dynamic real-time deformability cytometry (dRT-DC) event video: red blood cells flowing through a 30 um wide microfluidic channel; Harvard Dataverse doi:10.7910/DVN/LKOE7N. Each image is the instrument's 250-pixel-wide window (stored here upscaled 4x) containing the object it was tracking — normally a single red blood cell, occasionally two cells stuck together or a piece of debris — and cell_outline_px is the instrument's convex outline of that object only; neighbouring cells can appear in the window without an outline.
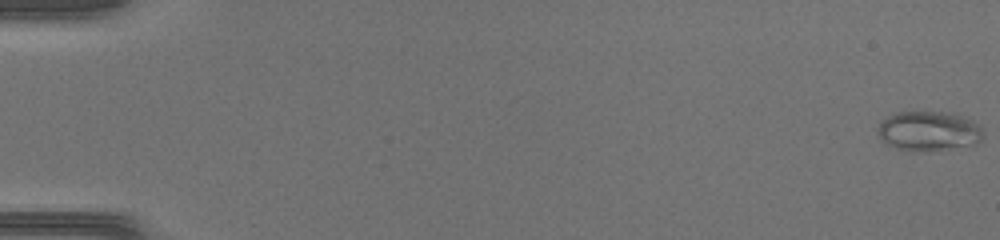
{"species": "common noctule bat (a hibernating species)", "species_latin": "Nyctalus noctula", "temperature_condition": "warm", "stored_images_in_passage": 47, "camera_frame_rate_fps": 3000, "um_per_image_px": 0.085, "animal": {"sex": "female", "body_mass_g": 17.0, "forearm_length_mm": 48.0}, "frame": {"image": 1, "passage_image": 1, "time_ms": 0.0, "image_size_px": [1000, 240], "cell_outline_px": [[984, 136], [976, 144], [920, 152], [896, 148], [888, 144], [876, 132], [876, 128], [880, 120], [896, 112], [952, 112], [972, 120], [980, 124], [984, 132]], "centroid_in_image_um": [78.95, 11.12], "position_along_channel_um": 6.1, "area_um2": 24.57}}
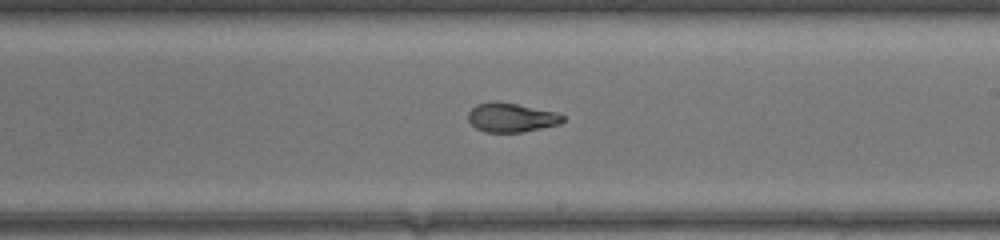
{"frame": {"image": 2, "passage_image": 29, "time_ms": 9.333, "image_size_px": [1000, 240], "cell_outline_px": [[564, 120], [560, 124], [520, 132], [484, 132], [476, 128], [468, 120], [468, 112], [476, 104], [496, 100], [556, 112], [564, 116]], "centroid_in_image_um": [43.43, 9.98], "position_along_channel_um": 245.6, "area_um2": 16.01}}
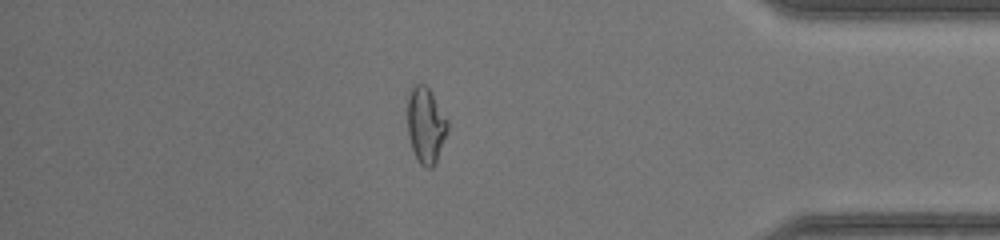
{"frame": {"image": 3, "passage_image": 41, "time_ms": 13.333, "image_size_px": [1000, 240], "cell_outline_px": [[448, 132], [436, 160], [432, 168], [424, 168], [420, 164], [412, 148], [408, 136], [408, 92], [412, 84], [424, 84], [428, 88], [448, 120]], "centroid_in_image_um": [36.18, 10.63], "position_along_channel_um": 399.0, "area_um2": 17.69}}